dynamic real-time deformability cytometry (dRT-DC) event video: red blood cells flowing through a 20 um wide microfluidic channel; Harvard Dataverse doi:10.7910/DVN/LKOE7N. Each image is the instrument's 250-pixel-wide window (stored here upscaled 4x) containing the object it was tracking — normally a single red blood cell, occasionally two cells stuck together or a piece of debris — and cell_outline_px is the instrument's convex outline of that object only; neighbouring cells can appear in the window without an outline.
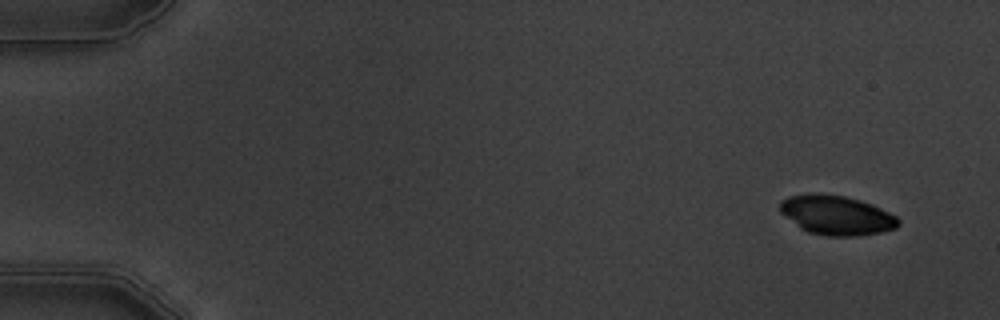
{"species": "common noctule bat (a hibernating species)", "species_latin": "Nyctalus noctula", "temperature_condition": "warm", "stored_images_in_passage": 4, "camera_frame_rate_fps": 3000, "um_per_image_px": 0.085, "animal": {"sex": "male", "body_mass_g": 19.5, "forearm_length_mm": 54.6}, "frame": {"image": 1, "passage_image": 1, "time_ms": 0.0, "image_size_px": [1000, 320], "cell_outline_px": [[900, 224], [896, 228], [880, 232], [856, 236], [828, 236], [808, 232], [800, 228], [780, 212], [780, 200], [788, 196], [812, 192], [844, 196], [860, 200], [872, 204], [896, 216], [900, 220]], "centroid_in_image_um": [71.08, 18.28], "position_along_channel_um": 13.9, "area_um2": 27.28}}
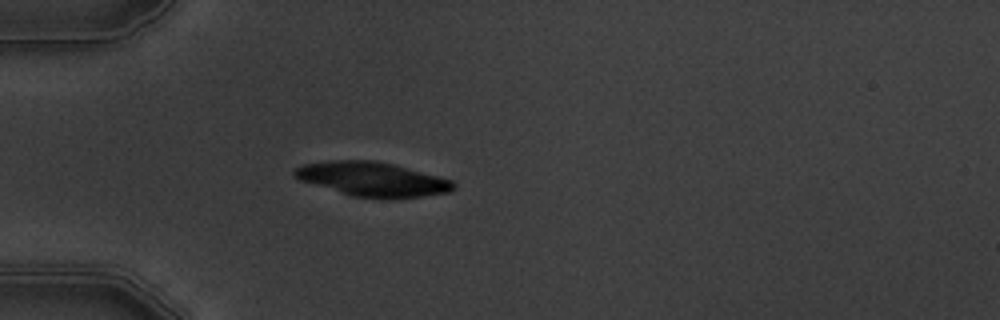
{"frame": {"image": 2, "passage_image": 4, "time_ms": 4.333, "image_size_px": [1000, 320], "cell_outline_px": [[456, 188], [448, 192], [392, 200], [380, 200], [352, 196], [300, 180], [292, 176], [292, 172], [296, 168], [304, 164], [328, 160], [376, 160], [392, 164], [452, 180], [456, 184]], "centroid_in_image_um": [31.64, 15.25], "position_along_channel_um": 53.4, "area_um2": 31.96}}